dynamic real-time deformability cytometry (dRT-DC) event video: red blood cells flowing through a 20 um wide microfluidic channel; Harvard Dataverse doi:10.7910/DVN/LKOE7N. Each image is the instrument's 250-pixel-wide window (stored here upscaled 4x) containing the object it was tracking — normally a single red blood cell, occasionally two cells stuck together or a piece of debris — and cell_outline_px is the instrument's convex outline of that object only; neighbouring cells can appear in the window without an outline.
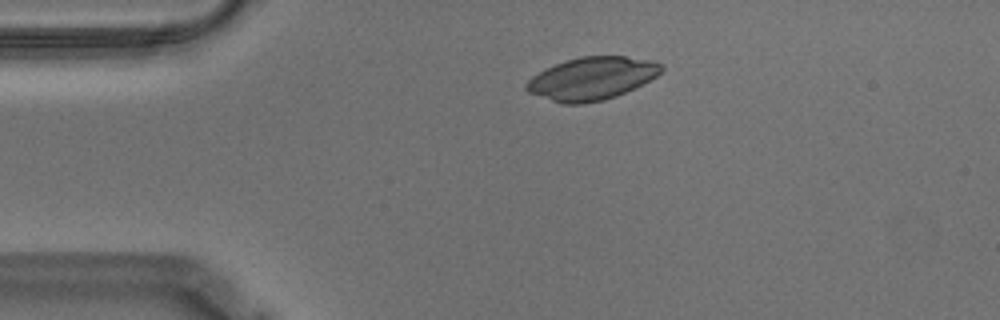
{"species": "Egyptian fruit bat (a non-hibernating species)", "species_latin": "Rousettus aegyptiacus", "temperature_condition": "warm", "stored_images_in_passage": 35, "camera_frame_rate_fps": 3000, "um_per_image_px": 0.085, "animal": {"sex": "male"}, "frame": {"image": 1, "passage_image": 1, "time_ms": 0.0, "image_size_px": [1000, 320], "cell_outline_px": [[664, 68], [656, 76], [616, 96], [604, 100], [584, 104], [560, 104], [528, 92], [524, 88], [524, 84], [532, 76], [544, 68], [580, 56], [624, 56], [652, 60], [664, 64]], "centroid_in_image_um": [50.26, 6.67], "position_along_channel_um": 34.7, "area_um2": 33.64}}
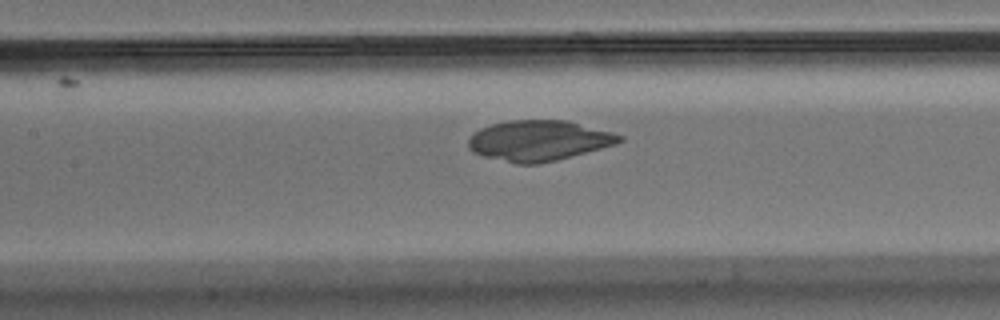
{"frame": {"image": 2, "passage_image": 15, "time_ms": 4.667, "image_size_px": [1000, 320], "cell_outline_px": [[624, 140], [616, 144], [556, 160], [540, 164], [516, 164], [484, 156], [472, 152], [468, 148], [468, 140], [480, 128], [492, 124], [508, 120], [568, 120], [612, 132], [624, 136]], "centroid_in_image_um": [45.8, 11.95], "position_along_channel_um": 161.6, "area_um2": 35.6}}
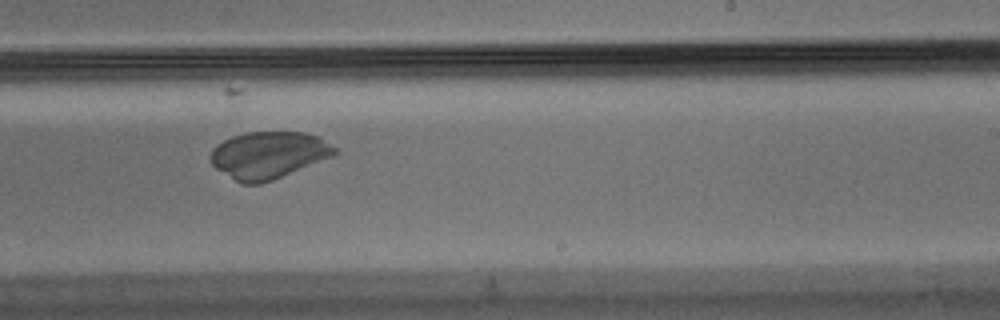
{"frame": {"image": 3, "passage_image": 24, "time_ms": 7.667, "image_size_px": [1000, 320], "cell_outline_px": [[340, 152], [336, 156], [272, 180], [260, 184], [240, 184], [216, 168], [212, 164], [212, 148], [216, 144], [232, 136], [248, 132], [304, 132], [316, 136], [340, 148]], "centroid_in_image_um": [22.89, 13.18], "position_along_channel_um": 266.1, "area_um2": 34.28}}